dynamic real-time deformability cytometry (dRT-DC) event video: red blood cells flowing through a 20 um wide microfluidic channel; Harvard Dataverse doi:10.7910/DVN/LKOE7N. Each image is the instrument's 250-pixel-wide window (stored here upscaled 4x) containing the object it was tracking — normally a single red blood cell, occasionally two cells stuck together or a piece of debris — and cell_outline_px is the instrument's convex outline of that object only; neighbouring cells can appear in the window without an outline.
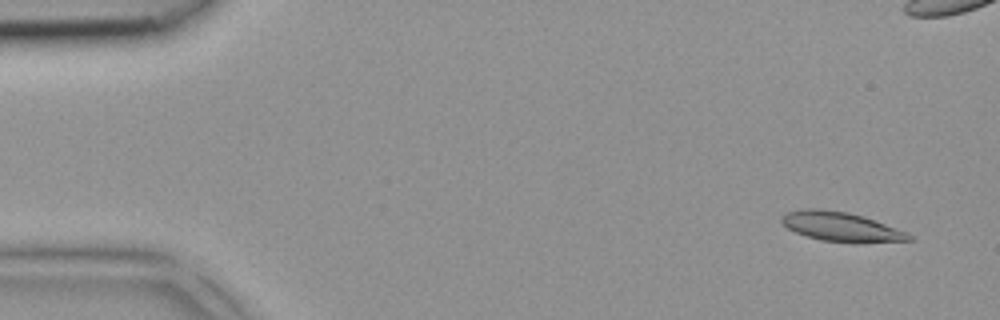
{"species": "common noctule bat (a hibernating species)", "species_latin": "Nyctalus noctula", "temperature_condition": "room temperature", "stored_images_in_passage": 4, "camera_frame_rate_fps": 3000, "um_per_image_px": 0.085, "animal": {"sex": "female", "body_mass_g": 18.4}, "frame": {"image": 1, "passage_image": 1, "time_ms": 0.0, "image_size_px": [1000, 320], "cell_outline_px": [[912, 240], [856, 244], [820, 240], [796, 232], [788, 228], [780, 220], [780, 216], [788, 212], [804, 208], [812, 208], [848, 212], [864, 216], [908, 232], [912, 236]], "centroid_in_image_um": [71.53, 19.29], "position_along_channel_um": 13.5, "area_um2": 22.02}}